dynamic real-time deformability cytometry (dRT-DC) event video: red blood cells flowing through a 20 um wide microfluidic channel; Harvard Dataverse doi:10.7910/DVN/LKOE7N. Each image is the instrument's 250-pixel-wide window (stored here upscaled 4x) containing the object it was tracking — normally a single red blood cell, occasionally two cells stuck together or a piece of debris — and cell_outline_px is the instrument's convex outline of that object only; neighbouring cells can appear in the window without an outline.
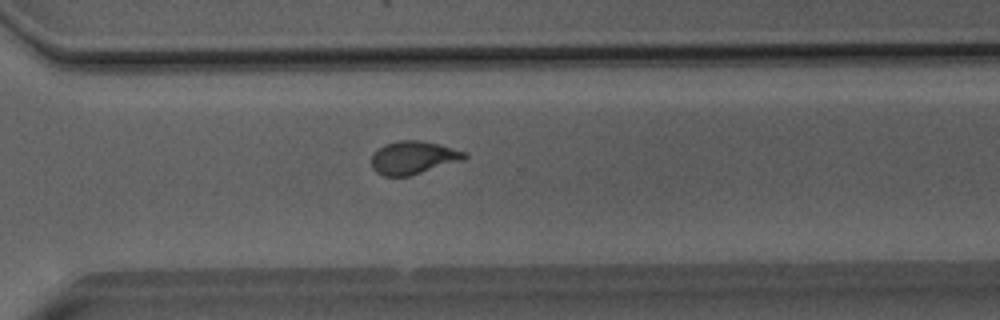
{"species": "Egyptian fruit bat (a non-hibernating species)", "species_latin": "Rousettus aegyptiacus", "temperature_condition": "room temperature", "stored_images_in_passage": 36, "camera_frame_rate_fps": 3000, "um_per_image_px": 0.085, "animal": {"sex": "male"}, "frame": {"image": 1, "passage_image": 22, "time_ms": 7.0, "image_size_px": [1000, 320], "cell_outline_px": [[468, 156], [464, 160], [408, 176], [384, 176], [376, 172], [372, 168], [372, 156], [384, 144], [400, 140], [420, 140], [440, 144], [464, 152]], "centroid_in_image_um": [35.13, 13.39], "position_along_channel_um": 335.5, "area_um2": 17.74}}
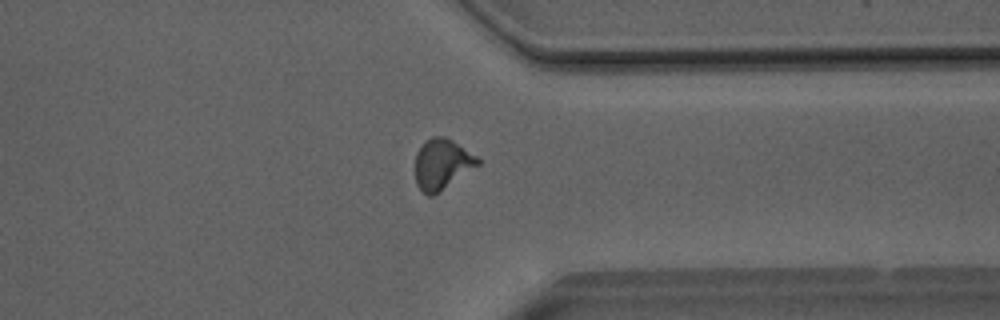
{"frame": {"image": 2, "passage_image": 25, "time_ms": 8.0, "image_size_px": [1000, 320], "cell_outline_px": [[480, 164], [432, 196], [428, 196], [416, 184], [416, 152], [424, 140], [432, 136], [444, 136], [452, 140], [476, 156], [480, 160]], "centroid_in_image_um": [37.55, 13.92], "position_along_channel_um": 373.9, "area_um2": 18.15}}
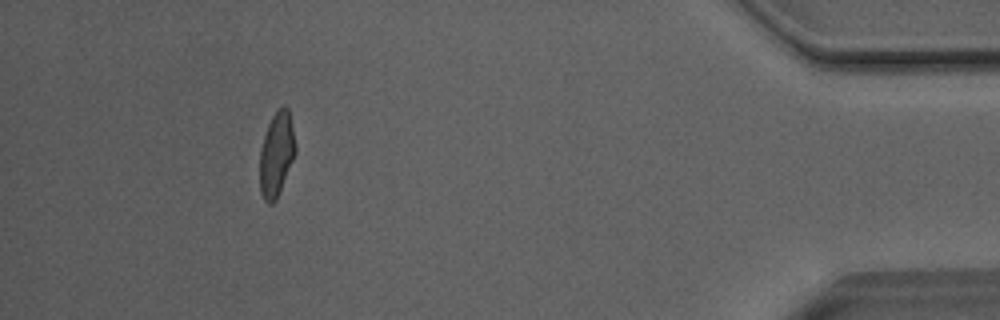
{"frame": {"image": 3, "passage_image": 32, "time_ms": 10.333, "image_size_px": [1000, 320], "cell_outline_px": [[296, 152], [276, 200], [272, 204], [268, 204], [264, 200], [260, 192], [260, 148], [268, 124], [272, 116], [284, 104], [288, 108], [296, 148]], "centroid_in_image_um": [23.49, 13.13], "position_along_channel_um": 411.7, "area_um2": 17.34}, "authors_computed_cell_mechanics": {"area_um2": 17.9469, "velocity_mm_per_s": 4.0505, "shape_relaxation_time_tau1_ms": 6.696, "shape_relaxation_time_tau2_ms": 0.8675, "deformation_change_tau1": 0.1703, "deformation_change_tau2": 0.0484}}